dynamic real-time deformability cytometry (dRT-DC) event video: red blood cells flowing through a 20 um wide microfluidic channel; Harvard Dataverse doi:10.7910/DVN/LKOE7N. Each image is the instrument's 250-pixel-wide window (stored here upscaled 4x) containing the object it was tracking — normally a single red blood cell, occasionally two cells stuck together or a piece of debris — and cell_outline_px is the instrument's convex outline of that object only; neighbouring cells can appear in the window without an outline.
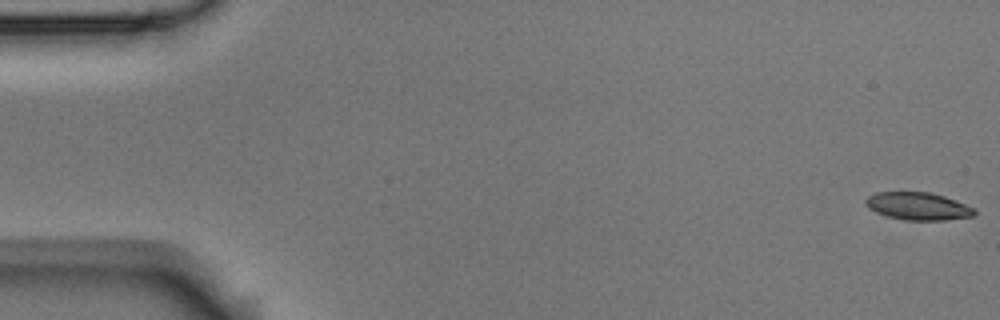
{"species": "Egyptian fruit bat (a non-hibernating species)", "species_latin": "Rousettus aegyptiacus", "temperature_condition": "room temperature", "stored_images_in_passage": 57, "camera_frame_rate_fps": 3000, "um_per_image_px": 0.085, "animal": {"sex": "male"}, "frame": {"image": 1, "passage_image": 1, "time_ms": 0.0, "image_size_px": [1000, 320], "cell_outline_px": [[976, 216], [944, 220], [904, 220], [888, 216], [876, 212], [868, 208], [864, 200], [872, 192], [928, 192], [944, 196], [976, 208]], "centroid_in_image_um": [78.04, 17.52], "position_along_channel_um": 7.0, "area_um2": 17.63}}
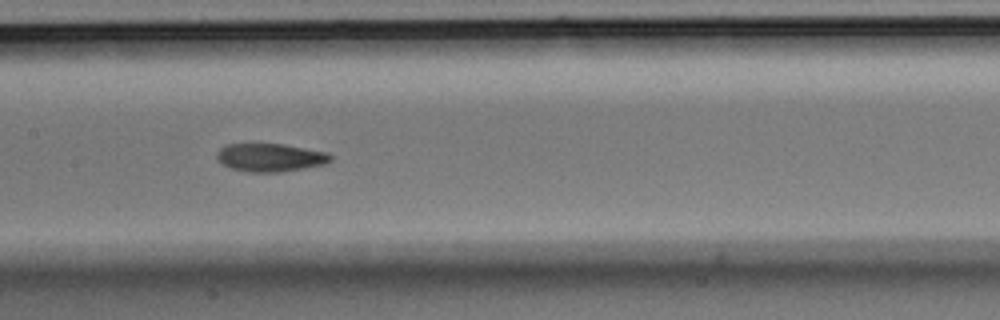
{"frame": {"image": 2, "passage_image": 28, "time_ms": 9.0, "image_size_px": [1000, 320], "cell_outline_px": [[332, 160], [324, 164], [304, 168], [280, 172], [248, 172], [232, 168], [216, 160], [216, 152], [220, 148], [228, 144], [284, 144], [328, 152], [332, 156]], "centroid_in_image_um": [22.97, 13.38], "position_along_channel_um": 184.4, "area_um2": 18.67}}
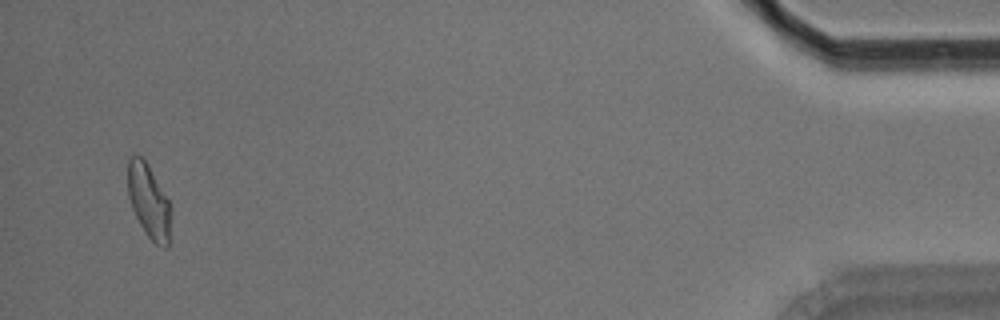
{"frame": {"image": 3, "passage_image": 55, "time_ms": 18.0, "image_size_px": [1000, 320], "cell_outline_px": [[168, 248], [164, 248], [156, 244], [148, 236], [140, 224], [132, 208], [128, 196], [128, 156], [140, 156], [148, 164], [168, 200]], "centroid_in_image_um": [12.59, 17.07], "position_along_channel_um": 422.6, "area_um2": 17.8}, "authors_computed_cell_mechanics": {"area_um2": 18.6694, "velocity_mm_per_s": 3.5526, "shape_relaxation_time_tau1_ms": 6.4207, "shape_relaxation_time_tau2_ms": 3.0602, "deformation_change_tau1": 0.1549, "deformation_change_tau2": 0.0943}}